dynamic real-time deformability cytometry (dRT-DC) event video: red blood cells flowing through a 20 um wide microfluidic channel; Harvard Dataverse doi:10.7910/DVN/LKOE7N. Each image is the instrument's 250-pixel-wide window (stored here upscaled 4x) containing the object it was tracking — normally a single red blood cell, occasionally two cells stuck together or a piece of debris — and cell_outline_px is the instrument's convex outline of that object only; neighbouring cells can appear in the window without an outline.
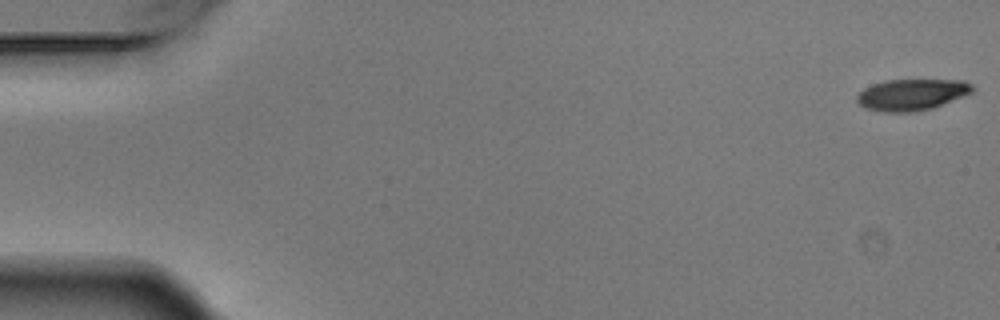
{"species": "Egyptian fruit bat (a non-hibernating species)", "species_latin": "Rousettus aegyptiacus", "temperature_condition": "warm", "stored_images_in_passage": 7, "camera_frame_rate_fps": 3000, "um_per_image_px": 0.085, "animal": {"sex": "male"}, "frame": {"image": 1, "passage_image": 1, "time_ms": 0.0, "image_size_px": [1000, 320], "cell_outline_px": [[976, 88], [972, 92], [964, 96], [932, 108], [912, 112], [880, 112], [864, 108], [856, 100], [856, 96], [864, 88], [872, 84], [888, 80], [964, 80], [972, 84]], "centroid_in_image_um": [77.5, 8.04], "position_along_channel_um": 7.5, "area_um2": 21.21}}
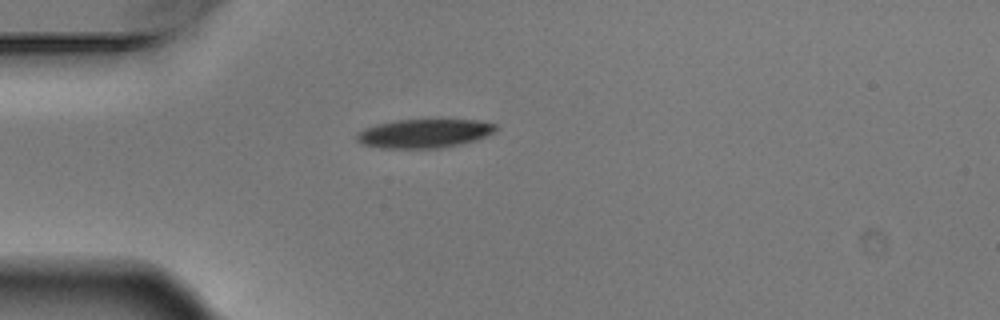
{"frame": {"image": 2, "passage_image": 5, "time_ms": 1.333, "image_size_px": [1000, 320], "cell_outline_px": [[496, 132], [488, 136], [476, 140], [460, 144], [440, 148], [380, 148], [360, 144], [356, 140], [356, 132], [364, 128], [376, 124], [396, 120], [476, 120], [496, 124]], "centroid_in_image_um": [36.03, 11.35], "position_along_channel_um": 49.0, "area_um2": 23.52}}
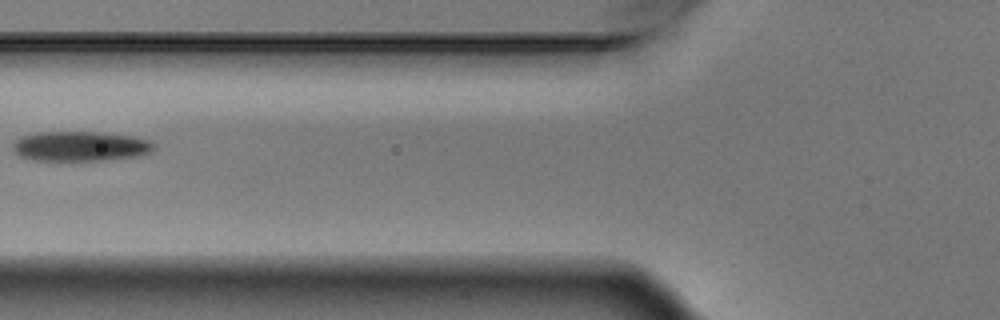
{"frame": {"image": 3, "passage_image": 7, "time_ms": 2.0, "image_size_px": [1000, 320], "cell_outline_px": [[152, 152], [140, 156], [108, 160], [36, 160], [20, 156], [12, 148], [12, 144], [20, 136], [40, 132], [100, 132], [132, 136], [152, 140]], "centroid_in_image_um": [6.85, 12.43], "position_along_channel_um": 119.0, "area_um2": 24.57}}